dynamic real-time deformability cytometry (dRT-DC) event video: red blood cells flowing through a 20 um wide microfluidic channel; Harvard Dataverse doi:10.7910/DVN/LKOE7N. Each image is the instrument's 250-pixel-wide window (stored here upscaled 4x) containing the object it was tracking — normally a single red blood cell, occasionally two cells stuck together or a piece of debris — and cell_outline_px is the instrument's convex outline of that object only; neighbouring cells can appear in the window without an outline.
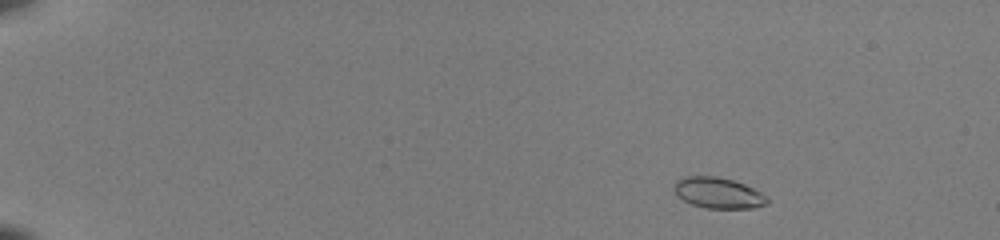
{"species": "common noctule bat (a hibernating species)", "species_latin": "Nyctalus noctula", "temperature_condition": "room temperature", "stored_images_in_passage": 49, "camera_frame_rate_fps": 3000, "um_per_image_px": 0.085, "animal": {"sex": "female", "body_mass_g": 22.0, "forearm_length_mm": 56.7}, "frame": {"image": 1, "passage_image": 5, "time_ms": 1.333, "image_size_px": [1000, 240], "cell_outline_px": [[768, 204], [752, 208], [704, 208], [692, 204], [676, 196], [672, 192], [672, 184], [676, 180], [684, 176], [716, 176], [732, 180], [744, 184], [768, 196]], "centroid_in_image_um": [60.99, 16.39], "position_along_channel_um": 24.0, "area_um2": 16.99}}
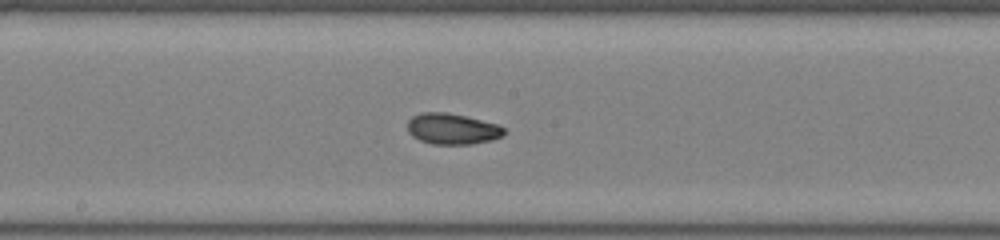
{"frame": {"image": 2, "passage_image": 28, "time_ms": 9.0, "image_size_px": [1000, 240], "cell_outline_px": [[504, 136], [492, 140], [472, 144], [432, 144], [420, 140], [412, 136], [408, 132], [408, 120], [412, 116], [420, 112], [448, 112], [500, 124], [504, 128]], "centroid_in_image_um": [38.45, 10.95], "position_along_channel_um": 209.7, "area_um2": 17.63}}
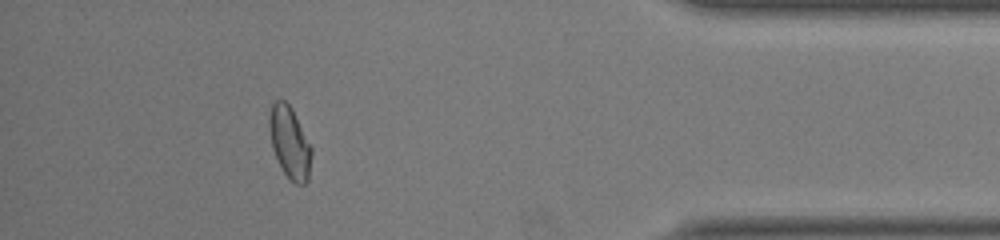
{"frame": {"image": 3, "passage_image": 45, "time_ms": 14.667, "image_size_px": [1000, 240], "cell_outline_px": [[312, 152], [308, 180], [304, 184], [296, 184], [284, 172], [272, 148], [268, 128], [268, 120], [272, 104], [276, 100], [284, 100], [292, 108], [312, 148]], "centroid_in_image_um": [24.62, 12.09], "position_along_channel_um": 410.6, "area_um2": 17.51}, "authors_computed_cell_mechanics": {"area_um2": 17.1666, "velocity_mm_per_s": 4.0966, "shape_relaxation_time_tau1_ms": 6.8096, "shape_relaxation_time_tau2_ms": 1.5375, "deformation_change_tau1": 0.2197, "deformation_change_tau2": 0.0607}}